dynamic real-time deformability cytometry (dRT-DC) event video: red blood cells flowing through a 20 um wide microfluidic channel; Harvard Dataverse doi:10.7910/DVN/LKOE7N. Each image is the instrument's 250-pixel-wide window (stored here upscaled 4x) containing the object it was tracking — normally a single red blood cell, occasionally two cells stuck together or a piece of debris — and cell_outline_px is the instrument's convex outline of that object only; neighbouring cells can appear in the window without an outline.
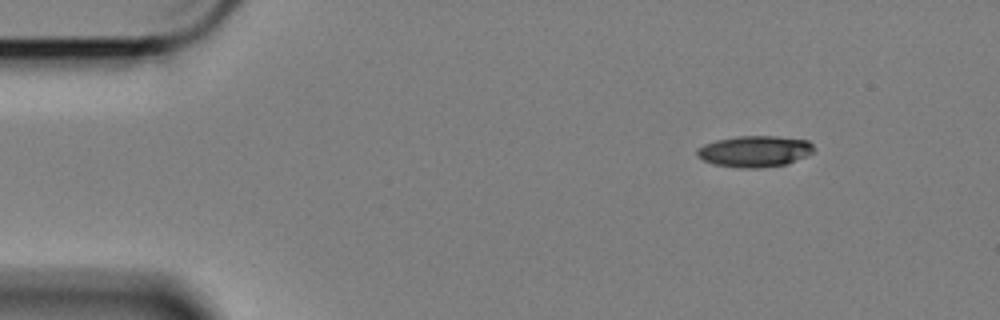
{"species": "Egyptian fruit bat (a non-hibernating species)", "species_latin": "Rousettus aegyptiacus", "temperature_condition": "cold", "stored_images_in_passage": 10, "camera_frame_rate_fps": 3000, "um_per_image_px": 0.085, "animal": {"sex": "female"}, "frame": {"image": 1, "passage_image": 1, "time_ms": 0.0, "image_size_px": [1000, 320], "cell_outline_px": [[816, 148], [808, 156], [784, 164], [760, 168], [744, 168], [712, 164], [696, 156], [696, 148], [704, 144], [716, 140], [736, 136], [776, 136], [808, 140]], "centroid_in_image_um": [64.14, 12.85], "position_along_channel_um": 20.9, "area_um2": 21.39}}